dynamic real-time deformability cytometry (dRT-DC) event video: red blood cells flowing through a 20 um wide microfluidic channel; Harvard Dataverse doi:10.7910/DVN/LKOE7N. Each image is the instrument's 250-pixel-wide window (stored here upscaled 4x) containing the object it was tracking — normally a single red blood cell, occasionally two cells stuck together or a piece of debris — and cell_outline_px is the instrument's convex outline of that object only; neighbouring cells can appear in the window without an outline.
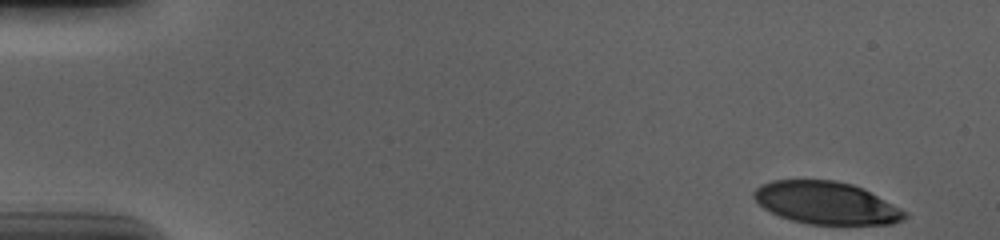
{"species": "human", "species_latin": "Homo sapiens", "temperature_condition": "cold", "stored_images_in_passage": 54, "camera_frame_rate_fps": 3000, "um_per_image_px": 0.085, "donor": {"sex": "male"}, "frame": {"image": 1, "passage_image": 1, "time_ms": 0.0, "image_size_px": [1000, 240], "cell_outline_px": [[908, 216], [904, 220], [892, 224], [808, 224], [792, 220], [780, 216], [764, 208], [752, 196], [752, 192], [760, 184], [772, 180], [836, 180], [852, 184], [864, 188], [908, 212]], "centroid_in_image_um": [70.25, 17.24], "position_along_channel_um": 14.7, "area_um2": 37.45}}
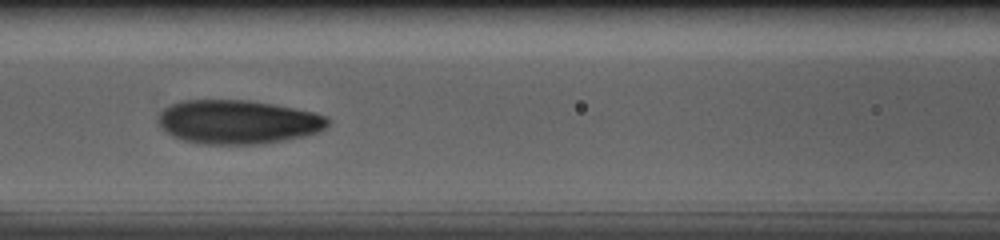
{"frame": {"image": 2, "passage_image": 23, "time_ms": 7.333, "image_size_px": [1000, 240], "cell_outline_px": [[332, 120], [324, 128], [316, 132], [304, 136], [256, 144], [204, 144], [184, 140], [172, 136], [160, 128], [156, 120], [160, 112], [164, 108], [172, 104], [184, 100], [248, 100], [272, 104], [312, 112], [328, 116]], "centroid_in_image_um": [20.17, 10.36], "position_along_channel_um": 146.4, "area_um2": 43.23}}
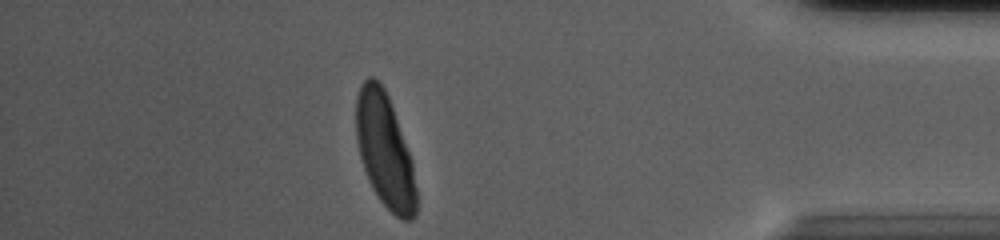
{"frame": {"image": 3, "passage_image": 47, "time_ms": 15.333, "image_size_px": [1000, 240], "cell_outline_px": [[416, 216], [412, 220], [400, 220], [380, 200], [372, 188], [368, 180], [360, 156], [356, 140], [356, 96], [360, 84], [368, 76], [372, 76], [380, 80], [388, 96], [412, 160], [416, 188]], "centroid_in_image_um": [32.69, 12.77], "position_along_channel_um": 402.5, "area_um2": 40.0}, "authors_computed_cell_mechanics": {"area_um2": 41.6738, "velocity_mm_per_s": 3.6679, "shape_relaxation_time_tau1_ms": 3.7239, "shape_relaxation_time_tau2_ms": 0.9143, "deformation_change_tau1": 0.1755, "deformation_change_tau2": 0.0575}}